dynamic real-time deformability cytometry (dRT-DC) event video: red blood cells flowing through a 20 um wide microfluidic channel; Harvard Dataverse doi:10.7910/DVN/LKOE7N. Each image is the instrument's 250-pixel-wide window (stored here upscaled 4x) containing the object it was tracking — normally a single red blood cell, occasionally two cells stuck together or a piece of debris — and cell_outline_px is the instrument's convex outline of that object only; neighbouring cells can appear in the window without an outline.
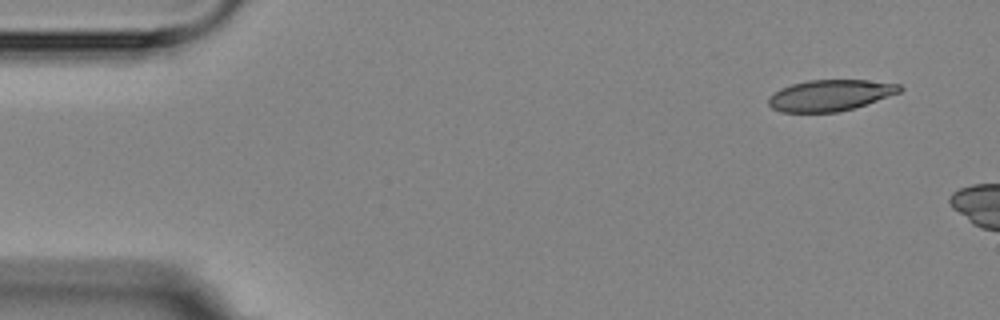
{"species": "Egyptian fruit bat (a non-hibernating species)", "species_latin": "Rousettus aegyptiacus", "temperature_condition": "room temperature", "stored_images_in_passage": 3, "camera_frame_rate_fps": 3000, "um_per_image_px": 0.085, "animal": {"sex": "female"}, "frame": {"image": 1, "passage_image": 1, "time_ms": 0.0, "image_size_px": [1000, 320], "cell_outline_px": [[904, 88], [900, 92], [852, 108], [836, 112], [780, 112], [772, 108], [768, 104], [768, 96], [780, 88], [792, 84], [808, 80], [868, 80], [900, 84]], "centroid_in_image_um": [70.52, 8.09], "position_along_channel_um": 14.5, "area_um2": 23.7}}